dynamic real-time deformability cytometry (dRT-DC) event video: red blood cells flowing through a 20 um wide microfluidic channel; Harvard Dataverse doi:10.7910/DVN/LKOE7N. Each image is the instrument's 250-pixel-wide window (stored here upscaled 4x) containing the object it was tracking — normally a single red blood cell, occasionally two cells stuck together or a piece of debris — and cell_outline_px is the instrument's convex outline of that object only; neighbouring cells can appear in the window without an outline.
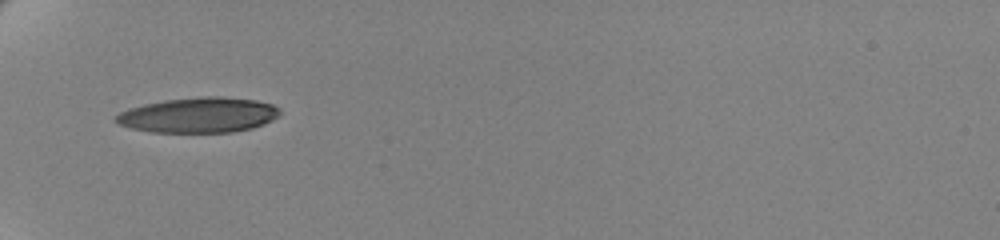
{"species": "human", "species_latin": "Homo sapiens", "temperature_condition": "cold", "stored_images_in_passage": 38, "camera_frame_rate_fps": 3000, "um_per_image_px": 0.085, "donor": {"sex": "female"}, "frame": {"image": 1, "passage_image": 1, "time_ms": 0.0, "image_size_px": [1000, 240], "cell_outline_px": [[280, 116], [264, 124], [252, 128], [232, 132], [152, 132], [132, 128], [120, 124], [112, 120], [112, 116], [128, 108], [144, 104], [164, 100], [200, 96], [224, 96], [256, 100], [272, 104], [280, 108]], "centroid_in_image_um": [16.88, 9.77], "position_along_channel_um": 68.1, "area_um2": 33.99}}
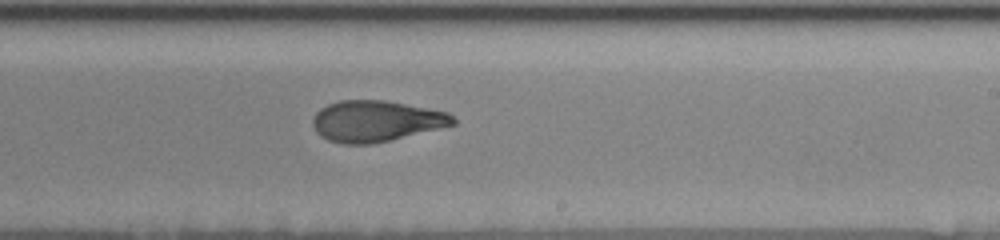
{"frame": {"image": 2, "passage_image": 18, "time_ms": 5.667, "image_size_px": [1000, 240], "cell_outline_px": [[456, 124], [372, 144], [344, 144], [328, 140], [320, 136], [316, 132], [312, 124], [312, 116], [320, 108], [328, 104], [340, 100], [384, 100], [448, 112], [456, 120]], "centroid_in_image_um": [31.91, 10.29], "position_along_channel_um": 257.1, "area_um2": 33.47}}
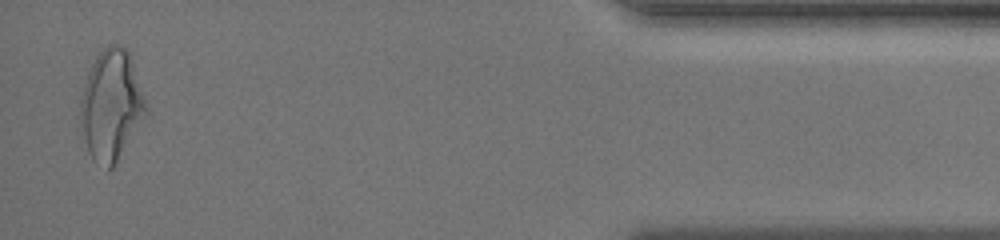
{"frame": {"image": 3, "passage_image": 37, "time_ms": 12.0, "image_size_px": [1000, 240], "cell_outline_px": [[148, 112], [112, 168], [108, 172], [96, 164], [92, 160], [88, 152], [80, 120], [80, 100], [84, 84], [88, 72], [96, 56], [108, 44], [116, 44], [128, 48], [148, 104]], "centroid_in_image_um": [9.47, 8.94], "position_along_channel_um": 425.7, "area_um2": 42.48}, "authors_computed_cell_mechanics": {"area_um2": 34.4488, "velocity_mm_per_s": 3.496, "shape_relaxation_time_tau1_ms": 6.3078, "shape_relaxation_time_tau2_ms": 2.3588, "deformation_change_tau1": 0.2019, "deformation_change_tau2": 0.0965}}